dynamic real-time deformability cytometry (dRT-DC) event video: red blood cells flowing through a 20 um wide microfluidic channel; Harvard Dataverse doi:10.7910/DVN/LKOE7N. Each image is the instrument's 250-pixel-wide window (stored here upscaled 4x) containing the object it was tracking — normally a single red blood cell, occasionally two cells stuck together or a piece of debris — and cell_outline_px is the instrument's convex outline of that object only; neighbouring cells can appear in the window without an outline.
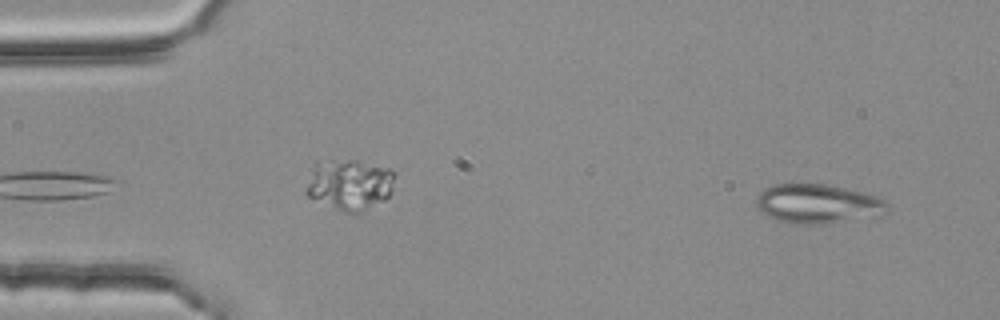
{"species": "common noctule bat (a hibernating species)", "species_latin": "Nyctalus noctula", "temperature_condition": "room temperature", "stored_images_in_passage": 4, "camera_frame_rate_fps": 3000, "um_per_image_px": 0.085, "animal": {"sex": "female", "body_mass_g": 25.1}, "frame": {"image": 1, "passage_image": 4, "time_ms": 1.0, "image_size_px": [1000, 320], "cell_outline_px": [[888, 204], [884, 216], [812, 224], [804, 224], [776, 220], [760, 212], [756, 204], [756, 196], [764, 188], [772, 184], [824, 184], [844, 188], [876, 196], [884, 200]], "centroid_in_image_um": [69.49, 17.32], "position_along_channel_um": 15.5, "area_um2": 29.82}}